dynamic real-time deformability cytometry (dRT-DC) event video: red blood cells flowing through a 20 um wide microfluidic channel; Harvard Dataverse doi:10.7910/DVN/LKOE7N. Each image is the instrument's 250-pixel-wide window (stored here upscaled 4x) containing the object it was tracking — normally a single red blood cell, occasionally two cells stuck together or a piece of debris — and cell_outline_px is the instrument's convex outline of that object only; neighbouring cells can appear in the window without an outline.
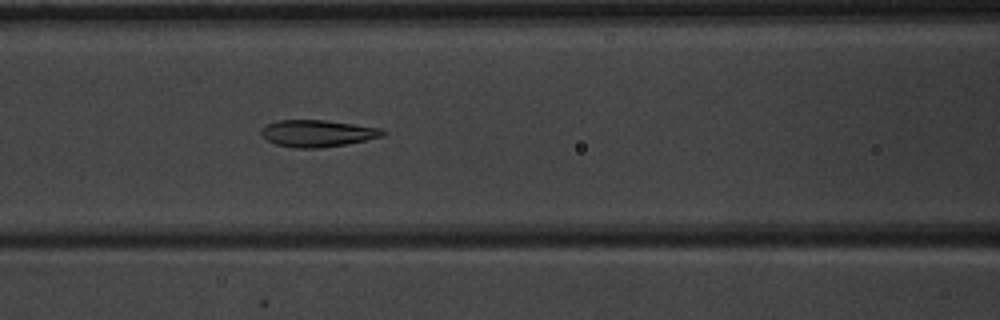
{"species": "common noctule bat (a hibernating species)", "species_latin": "Nyctalus noctula", "temperature_condition": "warm", "stored_images_in_passage": 49, "camera_frame_rate_fps": 3000, "um_per_image_px": 0.085, "animal": {"sex": "male", "body_mass_g": 20.1, "forearm_length_mm": 53.5}, "frame": {"image": 1, "passage_image": 20, "time_ms": 6.333, "image_size_px": [1000, 320], "cell_outline_px": [[388, 132], [384, 136], [344, 144], [320, 148], [292, 148], [276, 144], [260, 136], [260, 128], [276, 120], [324, 120], [384, 128]], "centroid_in_image_um": [26.98, 11.33], "position_along_channel_um": 139.6, "area_um2": 19.19}}
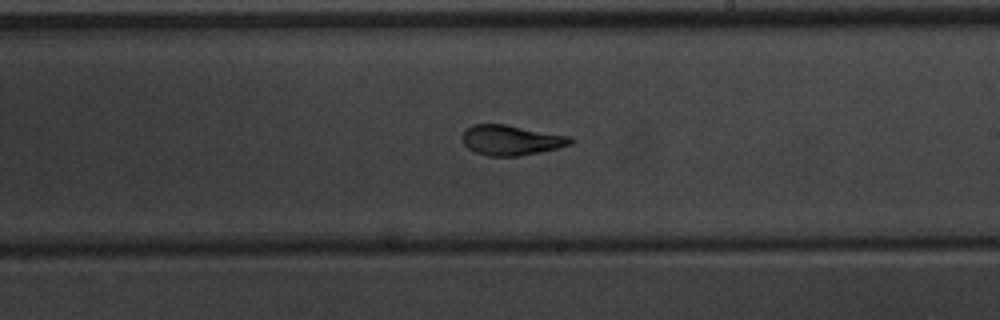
{"frame": {"image": 2, "passage_image": 28, "time_ms": 9.0, "image_size_px": [1000, 320], "cell_outline_px": [[576, 140], [572, 144], [540, 152], [520, 156], [488, 156], [476, 152], [468, 148], [464, 144], [460, 136], [464, 128], [472, 124], [504, 124], [572, 136]], "centroid_in_image_um": [43.44, 11.9], "position_along_channel_um": 245.6, "area_um2": 19.31}}
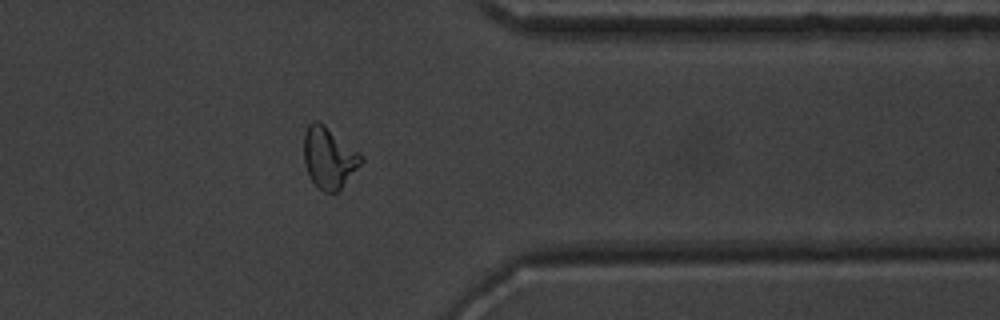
{"frame": {"image": 3, "passage_image": 39, "time_ms": 12.667, "image_size_px": [1000, 320], "cell_outline_px": [[364, 160], [340, 188], [336, 192], [324, 192], [312, 180], [304, 164], [304, 132], [308, 124], [312, 120], [320, 120], [360, 152], [364, 156]], "centroid_in_image_um": [27.96, 13.34], "position_along_channel_um": 383.4, "area_um2": 20.46}, "authors_computed_cell_mechanics": {"area_um2": 19.9988, "velocity_mm_per_s": 3.9828, "shape_relaxation_time_tau1_ms": 5.6754, "shape_relaxation_time_tau2_ms": 1.1992, "deformation_change_tau1": 0.204, "deformation_change_tau2": 0.0784}}